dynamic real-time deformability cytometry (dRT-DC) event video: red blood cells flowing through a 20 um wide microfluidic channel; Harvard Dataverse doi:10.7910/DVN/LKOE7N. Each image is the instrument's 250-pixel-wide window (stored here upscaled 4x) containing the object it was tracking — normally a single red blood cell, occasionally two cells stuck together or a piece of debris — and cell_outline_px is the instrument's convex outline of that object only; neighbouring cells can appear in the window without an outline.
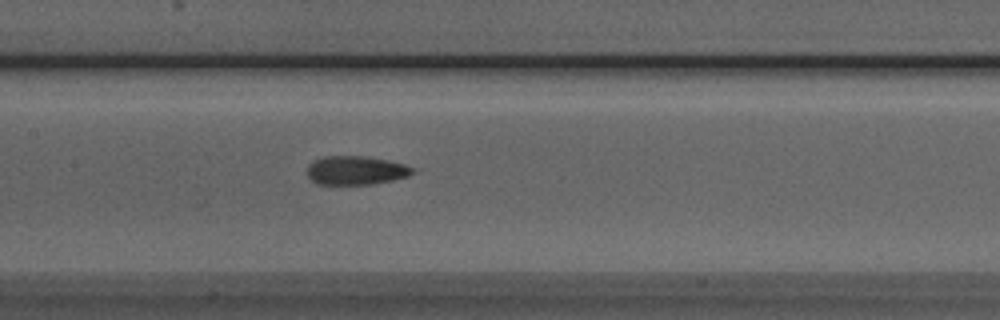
{"species": "Egyptian fruit bat (a non-hibernating species)", "species_latin": "Rousettus aegyptiacus", "temperature_condition": "room temperature", "stored_images_in_passage": 51, "camera_frame_rate_fps": 3000, "um_per_image_px": 0.085, "animal": {"sex": "male"}, "frame": {"image": 1, "passage_image": 24, "time_ms": 7.667, "image_size_px": [1000, 320], "cell_outline_px": [[416, 172], [408, 176], [392, 180], [372, 184], [316, 184], [304, 172], [308, 164], [312, 160], [324, 156], [364, 156], [388, 160], [404, 164], [412, 168]], "centroid_in_image_um": [30.19, 14.47], "position_along_channel_um": 177.2, "area_um2": 17.86}}
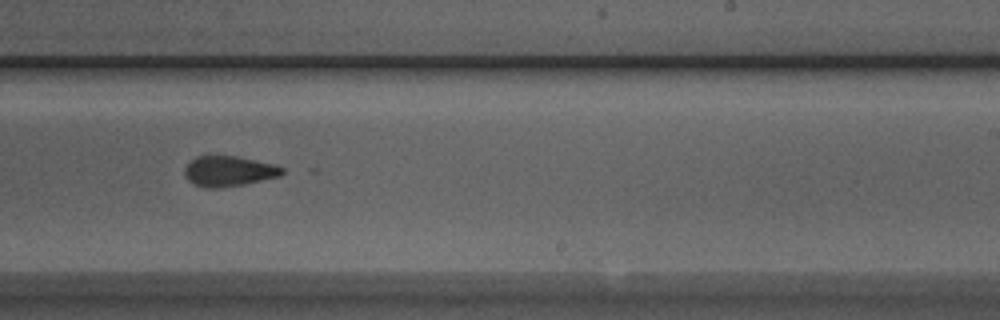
{"frame": {"image": 2, "passage_image": 31, "time_ms": 10.0, "image_size_px": [1000, 320], "cell_outline_px": [[284, 172], [280, 176], [244, 184], [220, 188], [204, 188], [192, 184], [188, 180], [184, 172], [184, 168], [196, 156], [236, 156], [272, 164], [284, 168]], "centroid_in_image_um": [19.42, 14.56], "position_along_channel_um": 269.6, "area_um2": 17.17}}
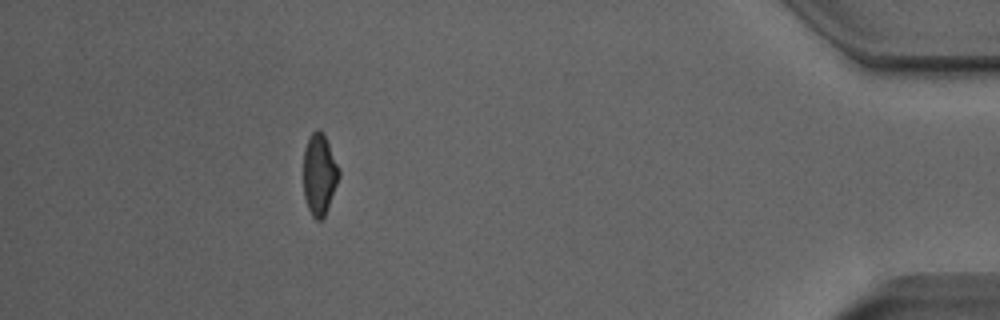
{"frame": {"image": 3, "passage_image": 46, "time_ms": 15.0, "image_size_px": [1000, 320], "cell_outline_px": [[340, 176], [328, 208], [324, 216], [320, 220], [316, 220], [312, 216], [308, 208], [304, 196], [304, 148], [312, 132], [316, 128], [320, 128], [324, 132], [340, 168]], "centroid_in_image_um": [27.16, 14.78], "position_along_channel_um": 408.0, "area_um2": 17.05}, "authors_computed_cell_mechanics": {"area_um2": 17.5712, "velocity_mm_per_s": 3.9696, "shape_relaxation_time_tau1_ms": 6.1334, "shape_relaxation_time_tau2_ms": 1.4747, "deformation_change_tau1": 0.1816, "deformation_change_tau2": 0.0922}}